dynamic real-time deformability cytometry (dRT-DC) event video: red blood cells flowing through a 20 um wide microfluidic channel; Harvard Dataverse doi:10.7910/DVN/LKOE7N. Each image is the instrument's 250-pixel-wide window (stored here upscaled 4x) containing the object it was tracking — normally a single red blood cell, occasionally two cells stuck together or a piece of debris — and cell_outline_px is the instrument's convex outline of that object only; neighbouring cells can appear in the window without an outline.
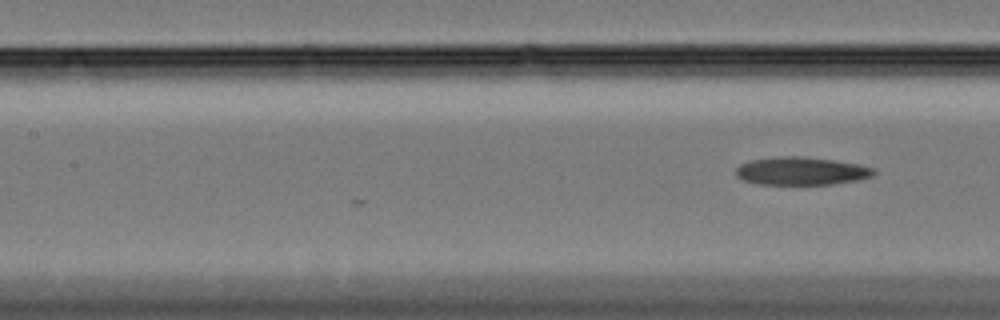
{"species": "Egyptian fruit bat (a non-hibernating species)", "species_latin": "Rousettus aegyptiacus", "temperature_condition": "cold", "stored_images_in_passage": 26, "camera_frame_rate_fps": 3000, "um_per_image_px": 0.085, "animal": {"sex": "female"}, "frame": {"image": 1, "passage_image": 26, "time_ms": 8.333, "image_size_px": [1000, 320], "cell_outline_px": [[876, 172], [872, 176], [856, 180], [832, 184], [760, 184], [744, 180], [736, 176], [736, 168], [740, 164], [748, 160], [776, 156], [804, 156], [832, 160], [856, 164], [876, 168]], "centroid_in_image_um": [68.08, 14.52], "position_along_channel_um": 139.3, "area_um2": 22.48}}